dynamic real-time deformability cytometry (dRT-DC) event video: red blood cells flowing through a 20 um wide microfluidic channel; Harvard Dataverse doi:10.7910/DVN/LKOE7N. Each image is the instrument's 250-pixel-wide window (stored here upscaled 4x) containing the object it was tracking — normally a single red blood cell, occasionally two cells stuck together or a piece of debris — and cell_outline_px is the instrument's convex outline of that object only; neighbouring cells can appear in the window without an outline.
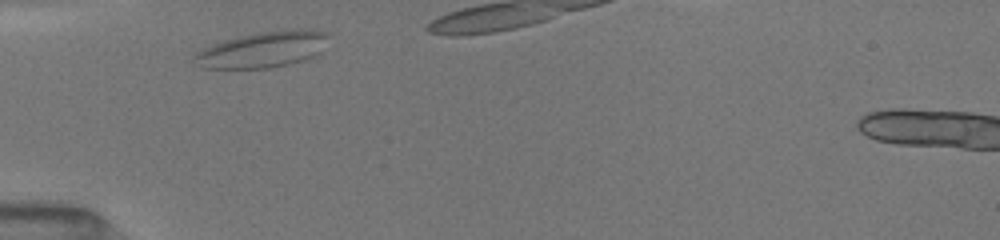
{"species": "common noctule bat (a hibernating species)", "species_latin": "Nyctalus noctula", "temperature_condition": "room temperature", "stored_images_in_passage": 8, "camera_frame_rate_fps": 3000, "um_per_image_px": 0.085, "animal": {"sex": "female", "body_mass_g": 19.5, "forearm_length_mm": 54.1}, "frame": {"image": 1, "passage_image": 1, "time_ms": 0.0, "image_size_px": [1000, 240], "cell_outline_px": [[332, 36], [320, 52], [312, 56], [288, 64], [272, 68], [204, 68], [196, 56], [196, 52], [212, 44], [236, 36], [260, 32], [292, 28], [308, 28], [324, 32]], "centroid_in_image_um": [22.44, 4.17], "position_along_channel_um": 62.6, "area_um2": 27.98}}